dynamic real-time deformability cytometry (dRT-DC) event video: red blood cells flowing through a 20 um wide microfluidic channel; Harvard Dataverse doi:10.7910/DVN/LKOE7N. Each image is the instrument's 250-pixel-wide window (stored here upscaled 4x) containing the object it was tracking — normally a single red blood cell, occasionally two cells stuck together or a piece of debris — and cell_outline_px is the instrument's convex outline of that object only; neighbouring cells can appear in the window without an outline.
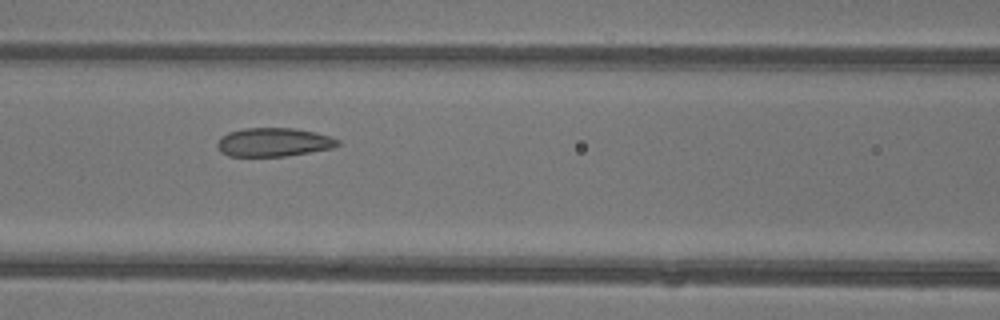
{"species": "common noctule bat (a hibernating species)", "species_latin": "Nyctalus noctula", "temperature_condition": "warm", "stored_images_in_passage": 6, "camera_frame_rate_fps": 3000, "um_per_image_px": 0.085, "animal": {"sex": "female"}, "frame": {"image": 1, "passage_image": 5, "time_ms": 1.333, "image_size_px": [1000, 320], "cell_outline_px": [[340, 144], [332, 148], [284, 156], [228, 156], [220, 152], [216, 144], [220, 136], [228, 132], [244, 128], [292, 128], [316, 132], [340, 140]], "centroid_in_image_um": [23.21, 12.08], "position_along_channel_um": 143.4, "area_um2": 20.11}}